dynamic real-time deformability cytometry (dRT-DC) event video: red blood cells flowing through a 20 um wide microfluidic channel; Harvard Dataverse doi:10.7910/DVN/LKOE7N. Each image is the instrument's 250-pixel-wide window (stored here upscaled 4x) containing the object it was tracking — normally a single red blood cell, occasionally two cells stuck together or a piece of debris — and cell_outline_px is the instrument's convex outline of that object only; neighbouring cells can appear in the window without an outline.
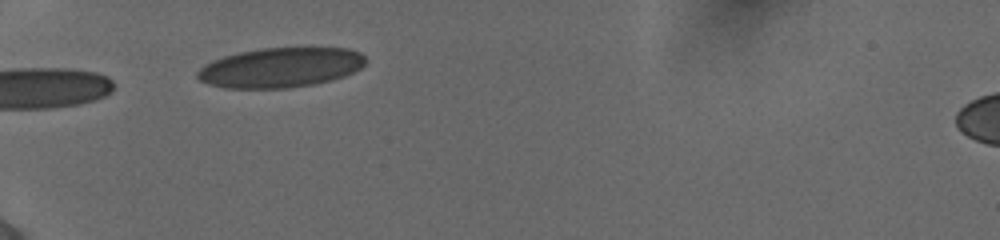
{"species": "human", "species_latin": "Homo sapiens", "temperature_condition": "cold", "stored_images_in_passage": 4, "camera_frame_rate_fps": 3000, "um_per_image_px": 0.085, "donor": {"sex": "female"}, "frame": {"image": 1, "passage_image": 2, "time_ms": 0.333, "image_size_px": [1000, 240], "cell_outline_px": [[364, 64], [360, 68], [344, 76], [332, 80], [312, 84], [288, 88], [224, 88], [208, 84], [200, 80], [196, 76], [196, 72], [204, 64], [212, 60], [224, 56], [240, 52], [260, 48], [348, 48], [360, 52], [364, 56]], "centroid_in_image_um": [23.81, 5.74], "position_along_channel_um": 61.2, "area_um2": 38.96}}